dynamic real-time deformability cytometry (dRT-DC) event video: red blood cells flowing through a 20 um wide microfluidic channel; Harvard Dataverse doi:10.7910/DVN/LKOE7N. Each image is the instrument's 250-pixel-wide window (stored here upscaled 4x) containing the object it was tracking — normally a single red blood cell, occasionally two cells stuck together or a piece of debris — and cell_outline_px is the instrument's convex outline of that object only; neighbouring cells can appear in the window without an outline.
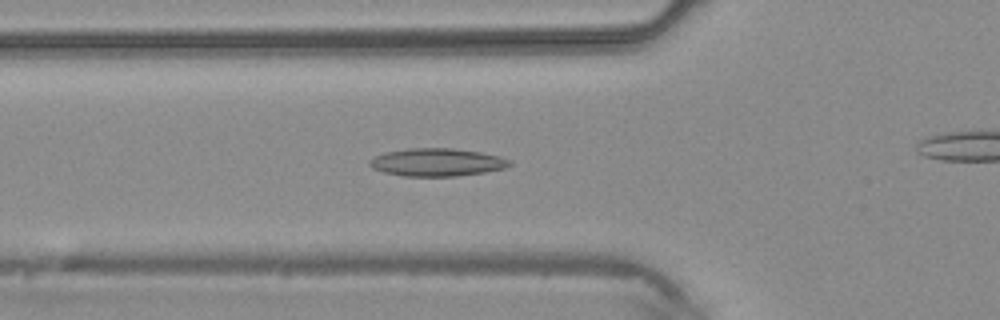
{"species": "common noctule bat (a hibernating species)", "species_latin": "Nyctalus noctula", "temperature_condition": "warm", "stored_images_in_passage": 31, "camera_frame_rate_fps": 3000, "um_per_image_px": 0.085, "animal": {"sex": "male", "body_mass_g": 20.4}, "frame": {"image": 1, "passage_image": 11, "time_ms": 3.333, "image_size_px": [1000, 320], "cell_outline_px": [[512, 164], [504, 168], [484, 172], [456, 176], [404, 176], [384, 172], [372, 168], [368, 164], [368, 160], [376, 156], [388, 152], [408, 148], [452, 148], [480, 152], [512, 160]], "centroid_in_image_um": [37.13, 13.79], "position_along_channel_um": 88.7, "area_um2": 22.54}}
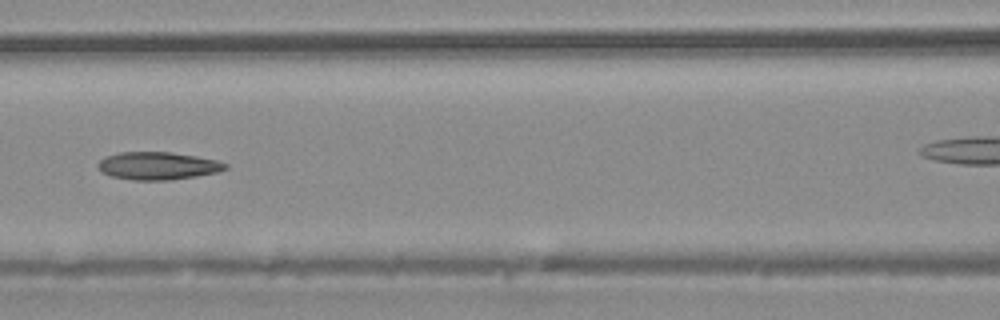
{"frame": {"image": 2, "passage_image": 15, "time_ms": 4.667, "image_size_px": [1000, 320], "cell_outline_px": [[228, 168], [216, 172], [196, 176], [172, 180], [132, 180], [112, 176], [104, 172], [96, 164], [100, 160], [108, 156], [120, 152], [168, 152], [196, 156], [216, 160], [228, 164]], "centroid_in_image_um": [13.44, 14.1], "position_along_channel_um": 153.2, "area_um2": 20.35}}
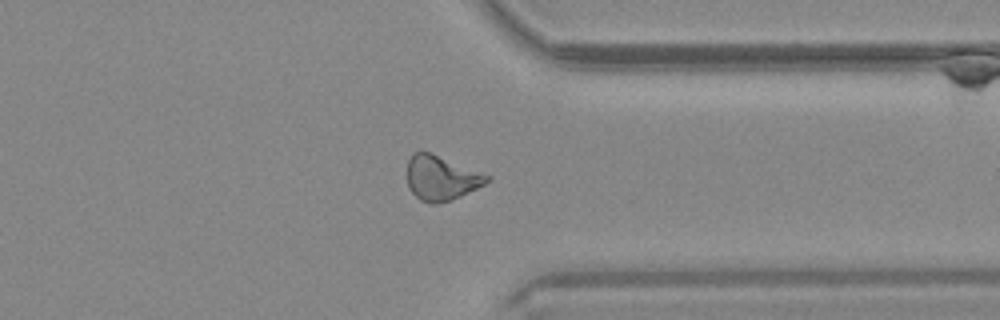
{"frame": {"image": 3, "passage_image": 29, "time_ms": 9.333, "image_size_px": [1000, 320], "cell_outline_px": [[492, 180], [460, 196], [436, 204], [432, 204], [420, 200], [408, 188], [408, 160], [412, 152], [432, 152], [492, 176]], "centroid_in_image_um": [37.51, 15.11], "position_along_channel_um": 373.9, "area_um2": 20.81}}